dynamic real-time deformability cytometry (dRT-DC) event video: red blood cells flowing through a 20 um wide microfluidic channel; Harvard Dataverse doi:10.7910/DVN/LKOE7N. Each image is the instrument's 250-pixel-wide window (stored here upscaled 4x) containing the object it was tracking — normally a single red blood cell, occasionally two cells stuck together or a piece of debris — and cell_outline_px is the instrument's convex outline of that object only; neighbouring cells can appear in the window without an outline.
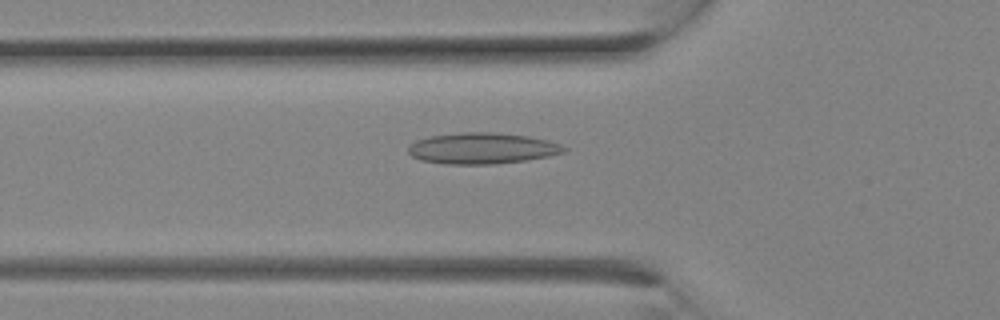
{"species": "Egyptian fruit bat (a non-hibernating species)", "species_latin": "Rousettus aegyptiacus", "temperature_condition": "room temperature", "stored_images_in_passage": 27, "camera_frame_rate_fps": 3000, "um_per_image_px": 0.085, "animal": {"sex": "female"}, "frame": {"image": 1, "passage_image": 9, "time_ms": 2.667, "image_size_px": [1000, 320], "cell_outline_px": [[568, 148], [564, 152], [548, 156], [524, 160], [496, 164], [444, 164], [420, 160], [412, 156], [408, 152], [408, 144], [416, 140], [432, 136], [460, 132], [492, 132], [528, 136], [548, 140], [560, 144]], "centroid_in_image_um": [40.96, 12.61], "position_along_channel_um": 84.8, "area_um2": 28.26}}
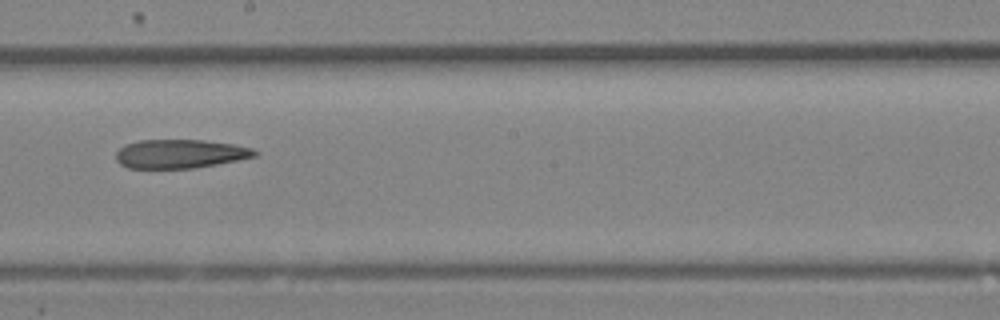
{"frame": {"image": 2, "passage_image": 15, "time_ms": 4.667, "image_size_px": [1000, 320], "cell_outline_px": [[260, 152], [256, 156], [216, 164], [192, 168], [128, 168], [120, 164], [116, 160], [116, 152], [124, 144], [140, 140], [204, 140], [232, 144], [252, 148]], "centroid_in_image_um": [15.28, 13.07], "position_along_channel_um": 232.9, "area_um2": 23.24}}
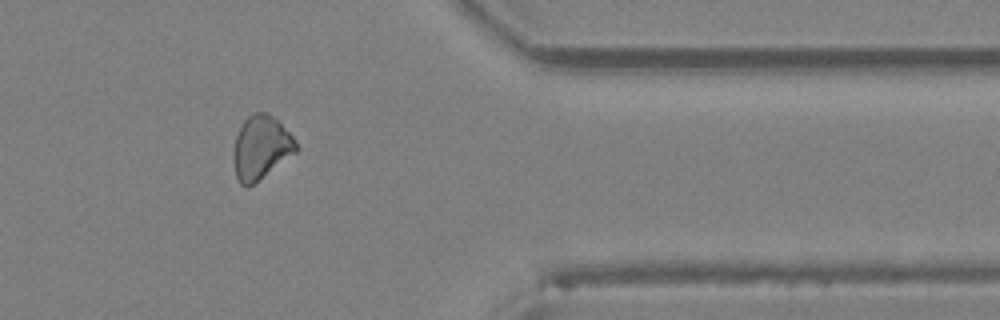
{"frame": {"image": 3, "passage_image": 22, "time_ms": 7.0, "image_size_px": [1000, 320], "cell_outline_px": [[300, 148], [296, 152], [248, 188], [240, 184], [236, 176], [232, 160], [232, 152], [236, 136], [244, 120], [248, 116], [256, 112], [268, 112], [296, 140]], "centroid_in_image_um": [22.16, 12.56], "position_along_channel_um": 389.2, "area_um2": 23.18}}